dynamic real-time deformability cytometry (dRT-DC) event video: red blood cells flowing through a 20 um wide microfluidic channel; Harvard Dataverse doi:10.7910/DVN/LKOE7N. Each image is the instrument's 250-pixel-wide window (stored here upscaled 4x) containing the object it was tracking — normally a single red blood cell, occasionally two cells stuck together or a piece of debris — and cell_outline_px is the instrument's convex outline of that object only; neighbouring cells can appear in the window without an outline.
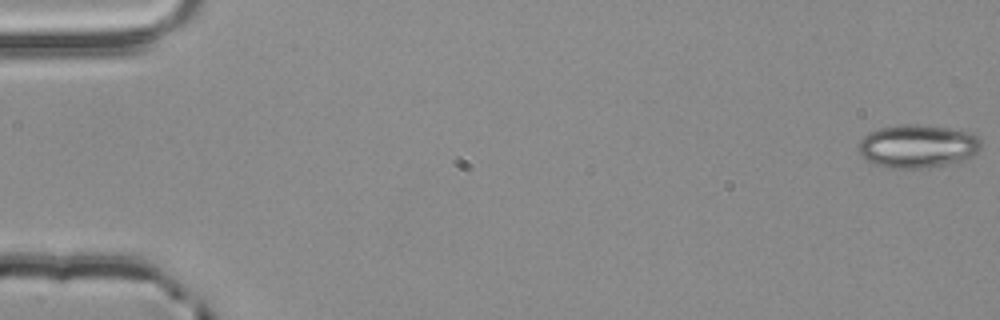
{"species": "common noctule bat (a hibernating species)", "species_latin": "Nyctalus noctula", "temperature_condition": "room temperature", "stored_images_in_passage": 3, "camera_frame_rate_fps": 3000, "um_per_image_px": 0.085, "animal": {"sex": "male", "body_mass_g": 20.4}, "frame": {"image": 1, "passage_image": 1, "time_ms": 0.0, "image_size_px": [1000, 320], "cell_outline_px": [[984, 140], [980, 148], [968, 160], [920, 168], [884, 168], [860, 156], [856, 148], [860, 140], [868, 132], [880, 128], [904, 124], [916, 124], [948, 128], [972, 132], [980, 136]], "centroid_in_image_um": [78.01, 12.42], "position_along_channel_um": 7.0, "area_um2": 31.27}}